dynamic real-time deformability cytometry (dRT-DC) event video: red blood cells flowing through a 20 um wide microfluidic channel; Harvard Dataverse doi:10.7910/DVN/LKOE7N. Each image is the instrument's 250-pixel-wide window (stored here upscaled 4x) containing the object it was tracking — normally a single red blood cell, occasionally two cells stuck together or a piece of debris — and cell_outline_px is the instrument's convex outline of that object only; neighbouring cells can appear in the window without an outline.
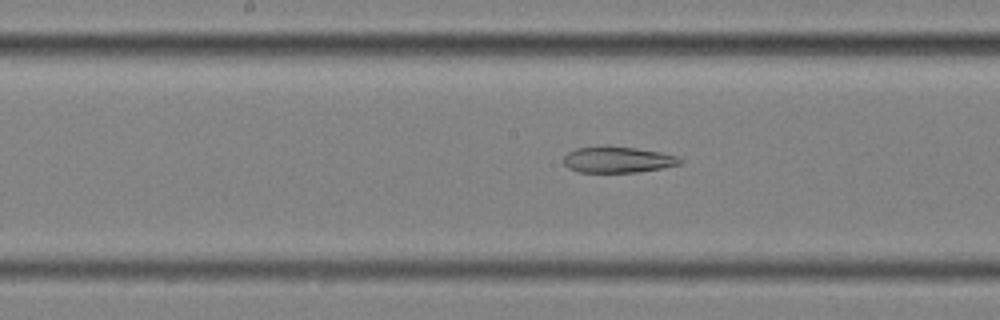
{"species": "common noctule bat (a hibernating species)", "species_latin": "Nyctalus noctula", "temperature_condition": "cold", "stored_images_in_passage": 57, "segment_of_instrument_passage": [2, 2], "camera_frame_rate_fps": 3000, "um_per_image_px": 0.085, "animal": {"sex": "female", "body_mass_g": 25.1}, "frame": {"image": 1, "passage_image": 29, "time_ms": 9.333, "image_size_px": [1000, 320], "cell_outline_px": [[684, 160], [680, 164], [660, 168], [636, 172], [580, 172], [568, 168], [564, 164], [564, 156], [568, 152], [576, 148], [636, 148], [660, 152], [676, 156]], "centroid_in_image_um": [52.51, 13.6], "position_along_channel_um": 195.7, "area_um2": 17.05}}
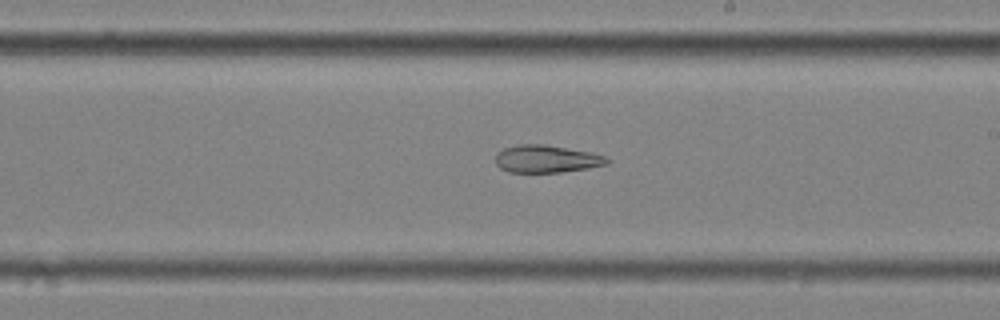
{"frame": {"image": 2, "passage_image": 33, "time_ms": 10.667, "image_size_px": [1000, 320], "cell_outline_px": [[612, 160], [608, 164], [588, 168], [560, 172], [508, 172], [500, 168], [496, 164], [496, 152], [504, 148], [516, 144], [544, 144], [592, 152], [604, 156]], "centroid_in_image_um": [46.45, 13.5], "position_along_channel_um": 242.5, "area_um2": 18.03}}
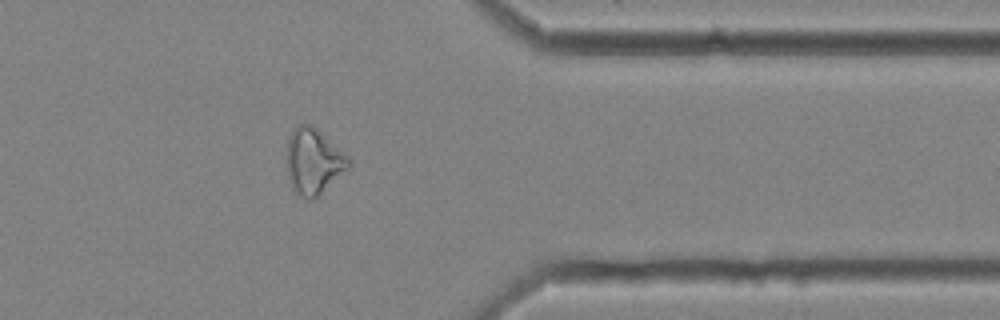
{"frame": {"image": 3, "passage_image": 46, "time_ms": 15.0, "image_size_px": [1000, 320], "cell_outline_px": [[352, 164], [348, 168], [312, 200], [308, 200], [296, 192], [292, 188], [288, 176], [288, 136], [296, 124], [312, 124], [348, 156], [352, 160]], "centroid_in_image_um": [26.65, 13.68], "position_along_channel_um": 384.8, "area_um2": 23.35}}